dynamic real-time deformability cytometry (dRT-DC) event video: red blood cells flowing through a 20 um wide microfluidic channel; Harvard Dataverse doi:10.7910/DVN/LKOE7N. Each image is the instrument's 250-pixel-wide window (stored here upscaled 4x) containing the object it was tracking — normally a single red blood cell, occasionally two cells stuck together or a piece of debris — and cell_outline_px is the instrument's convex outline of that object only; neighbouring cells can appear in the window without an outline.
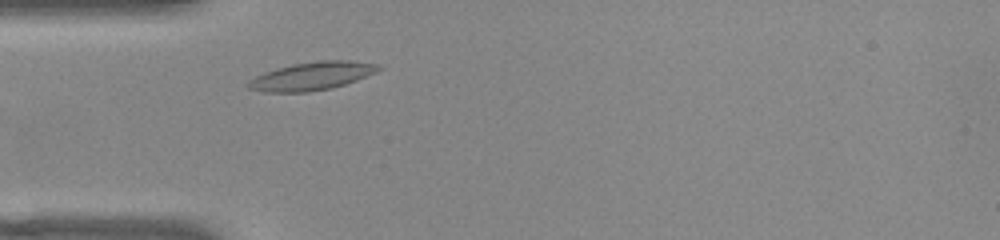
{"species": "common noctule bat (a hibernating species)", "species_latin": "Nyctalus noctula", "temperature_condition": "warm", "stored_images_in_passage": 34, "camera_frame_rate_fps": 3000, "um_per_image_px": 0.085, "animal": {"sex": "female", "body_mass_g": 22.0, "forearm_length_mm": 56.7}, "frame": {"image": 1, "passage_image": 5, "time_ms": 1.333, "image_size_px": [1000, 240], "cell_outline_px": [[384, 68], [376, 72], [356, 80], [332, 88], [308, 92], [264, 92], [248, 88], [244, 84], [248, 80], [264, 72], [276, 68], [292, 64], [320, 60], [348, 60], [380, 64]], "centroid_in_image_um": [26.5, 6.46], "position_along_channel_um": 58.5, "area_um2": 21.56}}
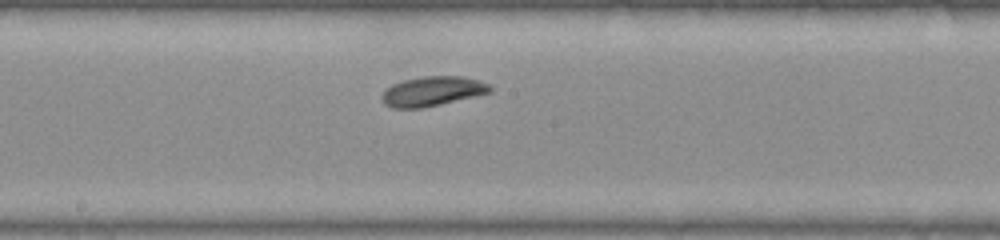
{"frame": {"image": 2, "passage_image": 17, "time_ms": 5.333, "image_size_px": [1000, 240], "cell_outline_px": [[492, 92], [476, 96], [440, 104], [420, 108], [392, 108], [384, 104], [380, 100], [380, 96], [392, 84], [404, 80], [424, 76], [464, 76], [488, 84], [492, 88]], "centroid_in_image_um": [36.73, 7.76], "position_along_channel_um": 211.5, "area_um2": 18.61}}
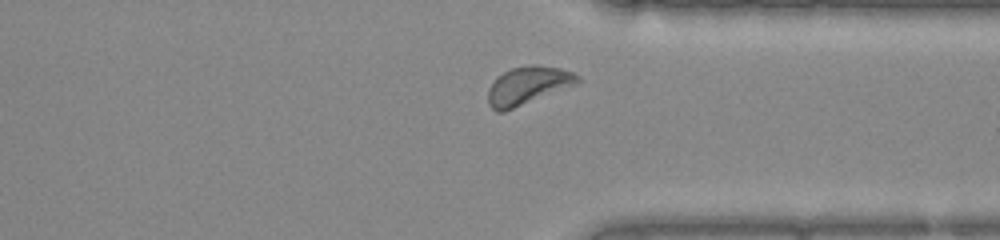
{"frame": {"image": 3, "passage_image": 29, "time_ms": 9.333, "image_size_px": [1000, 240], "cell_outline_px": [[580, 84], [504, 112], [496, 112], [488, 104], [488, 88], [504, 72], [512, 68], [532, 64], [536, 64], [560, 68], [572, 72], [580, 76]], "centroid_in_image_um": [44.92, 7.29], "position_along_channel_um": 366.5, "area_um2": 20.06}, "authors_computed_cell_mechanics": {"area_um2": 18.8428, "velocity_mm_per_s": 3.8896, "shape_relaxation_time_tau1_ms": 1.4569, "shape_relaxation_time_tau2_ms": null, "deformation_change_tau1": 0.0842, "deformation_change_tau2": null}}